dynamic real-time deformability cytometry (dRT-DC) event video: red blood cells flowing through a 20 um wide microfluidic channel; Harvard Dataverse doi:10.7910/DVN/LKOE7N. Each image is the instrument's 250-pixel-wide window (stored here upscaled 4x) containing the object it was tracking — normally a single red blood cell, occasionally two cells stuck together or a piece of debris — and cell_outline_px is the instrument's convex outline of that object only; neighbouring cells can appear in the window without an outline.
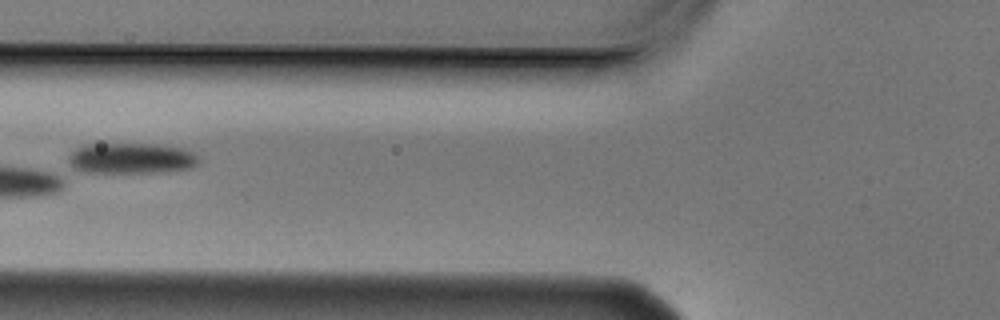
{"species": "Egyptian fruit bat (a non-hibernating species)", "species_latin": "Rousettus aegyptiacus", "temperature_condition": "cold", "stored_images_in_passage": 7, "camera_frame_rate_fps": 3000, "um_per_image_px": 0.085, "animal": {"sex": "male"}, "frame": {"image": 1, "passage_image": 5, "time_ms": 1.333, "image_size_px": [1000, 320], "cell_outline_px": [[200, 160], [192, 168], [168, 172], [72, 172], [68, 160], [72, 152], [88, 144], [156, 144], [184, 148], [200, 156]], "centroid_in_image_um": [11.18, 13.47], "position_along_channel_um": 114.6, "area_um2": 23.58}}
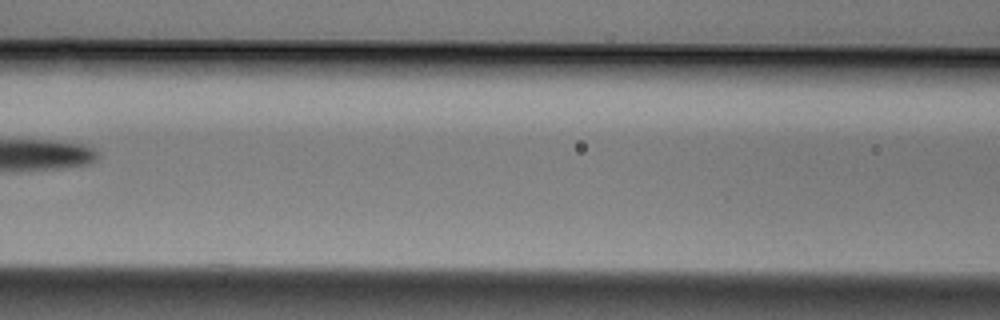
{"frame": {"image": 2, "passage_image": 6, "time_ms": 1.667, "image_size_px": [1000, 320], "cell_outline_px": [[244, 60], [100, 60], [88, 56], [96, 48], [228, 28], [240, 32]], "centroid_in_image_um": [15.2, 4.08], "position_along_channel_um": 151.4, "area_um2": 24.28}}